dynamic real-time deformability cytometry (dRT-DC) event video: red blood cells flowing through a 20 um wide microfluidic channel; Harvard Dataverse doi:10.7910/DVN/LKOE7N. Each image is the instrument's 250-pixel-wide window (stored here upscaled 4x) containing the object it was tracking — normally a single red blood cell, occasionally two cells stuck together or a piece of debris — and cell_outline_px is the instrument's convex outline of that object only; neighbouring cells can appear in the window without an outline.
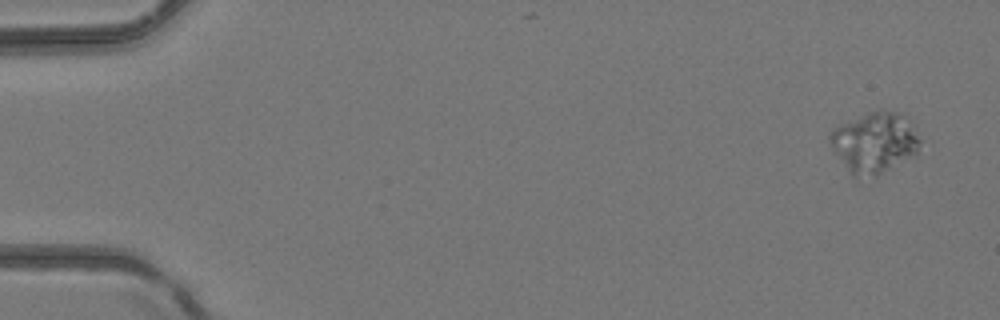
{"species": "common noctule bat (a hibernating species)", "species_latin": "Nyctalus noctula", "temperature_condition": "room temperature", "stored_images_in_passage": 5, "camera_frame_rate_fps": 3000, "um_per_image_px": 0.085, "animal": {"sex": "female", "body_mass_g": 24.6, "forearm_length_mm": 56.2}, "frame": {"image": 1, "passage_image": 1, "time_ms": 0.0, "image_size_px": [1000, 320], "cell_outline_px": [[920, 140], [916, 156], [876, 176], [852, 176], [832, 148], [828, 140], [828, 136], [832, 128], [840, 124], [868, 112], [880, 108], [884, 108], [904, 112], [912, 120]], "centroid_in_image_um": [74.38, 12.06], "position_along_channel_um": 10.6, "area_um2": 32.6}}
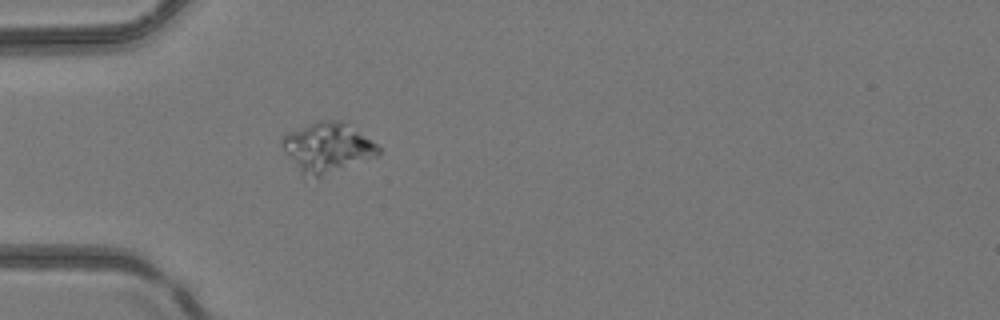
{"frame": {"image": 2, "passage_image": 5, "time_ms": 4.667, "image_size_px": [1000, 320], "cell_outline_px": [[380, 152], [376, 156], [320, 176], [304, 180], [284, 152], [280, 140], [284, 136], [316, 120], [340, 120], [376, 144], [380, 148]], "centroid_in_image_um": [27.75, 12.57], "position_along_channel_um": 57.3, "area_um2": 27.46}}